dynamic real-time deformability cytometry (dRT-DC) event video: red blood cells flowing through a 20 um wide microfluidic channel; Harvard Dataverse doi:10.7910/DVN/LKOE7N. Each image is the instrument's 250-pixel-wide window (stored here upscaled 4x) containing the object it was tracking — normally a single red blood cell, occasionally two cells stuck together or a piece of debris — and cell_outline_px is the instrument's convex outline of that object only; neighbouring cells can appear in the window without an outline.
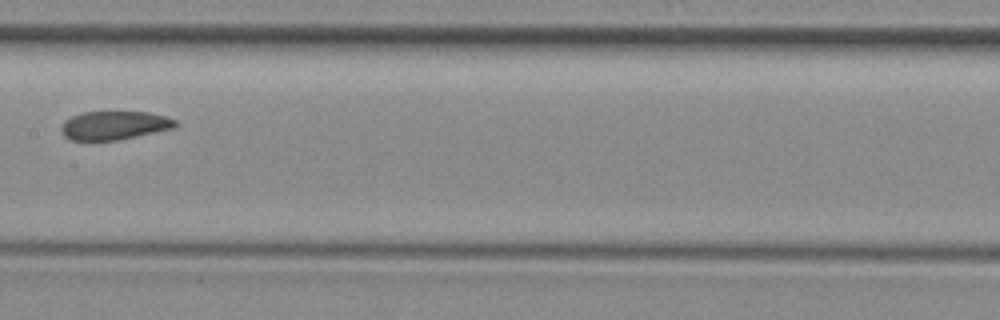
{"species": "common noctule bat (a hibernating species)", "species_latin": "Nyctalus noctula", "temperature_condition": "room temperature", "stored_images_in_passage": 8, "camera_frame_rate_fps": 3000, "um_per_image_px": 0.085, "animal": {"sex": "female", "body_mass_g": 29.2, "forearm_length_mm": 56.3}, "frame": {"image": 1, "passage_image": 8, "time_ms": 8.0, "image_size_px": [1000, 320], "cell_outline_px": [[176, 128], [120, 140], [72, 140], [64, 136], [60, 128], [64, 120], [80, 112], [148, 112], [164, 116], [176, 120]], "centroid_in_image_um": [9.71, 10.66], "position_along_channel_um": 197.7, "area_um2": 19.13}}